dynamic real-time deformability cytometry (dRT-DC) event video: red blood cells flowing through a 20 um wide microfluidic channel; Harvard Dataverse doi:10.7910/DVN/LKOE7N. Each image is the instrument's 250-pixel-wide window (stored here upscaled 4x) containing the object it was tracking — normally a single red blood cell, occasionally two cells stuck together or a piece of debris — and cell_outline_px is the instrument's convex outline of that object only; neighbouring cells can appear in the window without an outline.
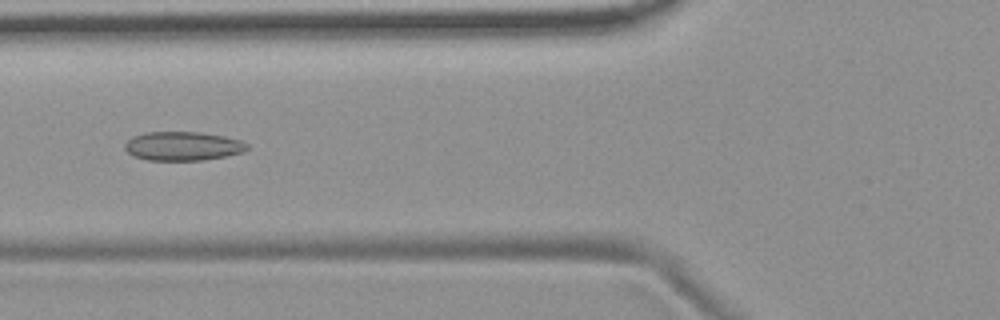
{"species": "common noctule bat (a hibernating species)", "species_latin": "Nyctalus noctula", "temperature_condition": "room temperature", "stored_images_in_passage": 54, "camera_frame_rate_fps": 3000, "um_per_image_px": 0.085, "animal": {"sex": "female", "body_mass_g": 19.9}, "frame": {"image": 1, "passage_image": 21, "time_ms": 6.667, "image_size_px": [1000, 320], "cell_outline_px": [[248, 148], [244, 152], [228, 156], [204, 160], [148, 160], [132, 156], [124, 148], [124, 144], [132, 136], [148, 132], [200, 132], [224, 136], [240, 140], [248, 144]], "centroid_in_image_um": [15.55, 12.42], "position_along_channel_um": 110.3, "area_um2": 20.75}}
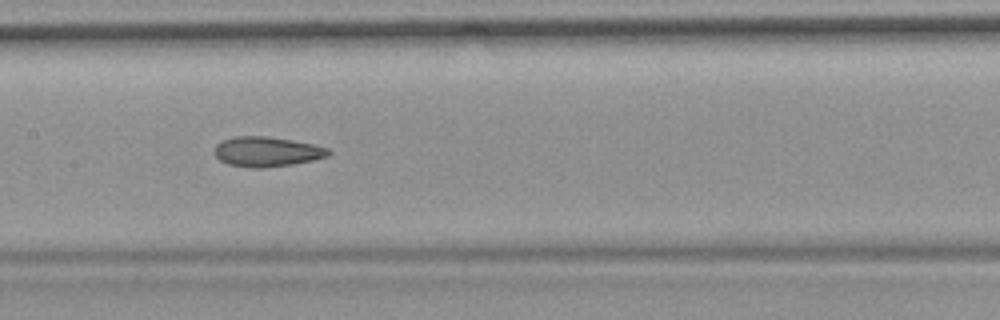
{"frame": {"image": 2, "passage_image": 27, "time_ms": 8.667, "image_size_px": [1000, 320], "cell_outline_px": [[332, 152], [328, 156], [312, 160], [292, 164], [264, 168], [248, 168], [228, 164], [220, 160], [212, 152], [216, 144], [220, 140], [236, 136], [268, 136], [292, 140], [312, 144], [328, 148]], "centroid_in_image_um": [22.63, 12.89], "position_along_channel_um": 184.8, "area_um2": 20.06}}
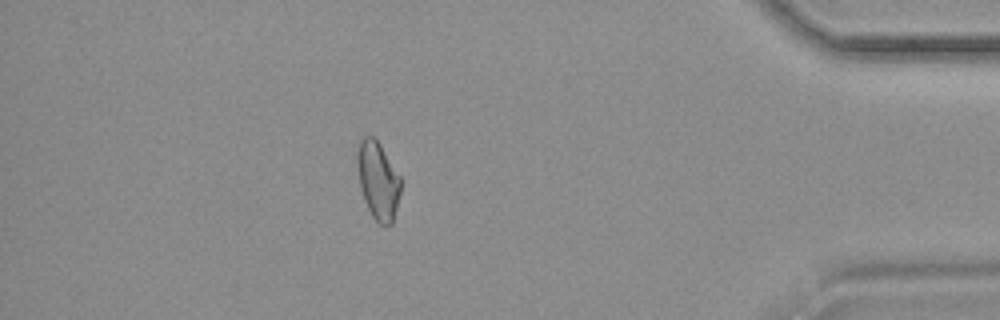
{"frame": {"image": 3, "passage_image": 48, "time_ms": 15.667, "image_size_px": [1000, 320], "cell_outline_px": [[400, 192], [392, 224], [380, 224], [372, 216], [364, 200], [360, 188], [356, 160], [356, 156], [360, 140], [364, 136], [372, 136], [380, 144], [400, 176]], "centroid_in_image_um": [32.11, 15.32], "position_along_channel_um": 403.1, "area_um2": 19.48}, "authors_computed_cell_mechanics": {"area_um2": 20.6057, "velocity_mm_per_s": 3.7231, "shape_relaxation_time_tau1_ms": null, "shape_relaxation_time_tau2_ms": 3.0373, "deformation_change_tau1": null, "deformation_change_tau2": 0.1012}}